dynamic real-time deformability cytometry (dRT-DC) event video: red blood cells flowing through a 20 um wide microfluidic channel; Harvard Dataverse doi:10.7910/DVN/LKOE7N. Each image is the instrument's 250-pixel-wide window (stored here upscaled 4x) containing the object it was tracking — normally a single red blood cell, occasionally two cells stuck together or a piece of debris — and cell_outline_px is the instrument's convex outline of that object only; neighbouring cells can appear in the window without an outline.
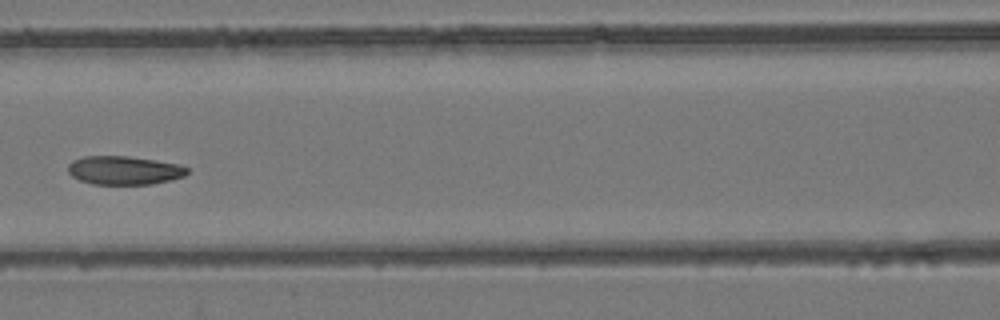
{"species": "common noctule bat (a hibernating species)", "species_latin": "Nyctalus noctula", "temperature_condition": "room temperature", "stored_images_in_passage": 6, "camera_frame_rate_fps": 3000, "um_per_image_px": 0.085, "animal": {"sex": "female", "body_mass_g": 24.6, "forearm_length_mm": 56.2}, "frame": {"image": 1, "passage_image": 5, "time_ms": 4.667, "image_size_px": [1000, 320], "cell_outline_px": [[188, 172], [184, 176], [172, 180], [152, 184], [92, 184], [80, 180], [72, 176], [68, 172], [68, 164], [72, 160], [84, 156], [128, 156], [156, 160], [180, 164], [188, 168]], "centroid_in_image_um": [10.56, 14.47], "position_along_channel_um": 156.0, "area_um2": 20.0}}
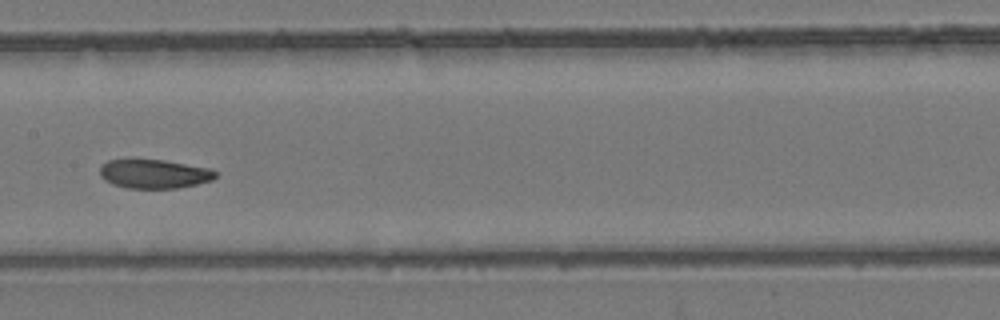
{"frame": {"image": 2, "passage_image": 6, "time_ms": 5.667, "image_size_px": [1000, 320], "cell_outline_px": [[216, 176], [212, 180], [196, 184], [176, 188], [128, 188], [112, 184], [104, 180], [100, 176], [100, 164], [108, 160], [164, 160], [212, 168], [216, 172]], "centroid_in_image_um": [13.09, 14.78], "position_along_channel_um": 194.3, "area_um2": 19.54}}